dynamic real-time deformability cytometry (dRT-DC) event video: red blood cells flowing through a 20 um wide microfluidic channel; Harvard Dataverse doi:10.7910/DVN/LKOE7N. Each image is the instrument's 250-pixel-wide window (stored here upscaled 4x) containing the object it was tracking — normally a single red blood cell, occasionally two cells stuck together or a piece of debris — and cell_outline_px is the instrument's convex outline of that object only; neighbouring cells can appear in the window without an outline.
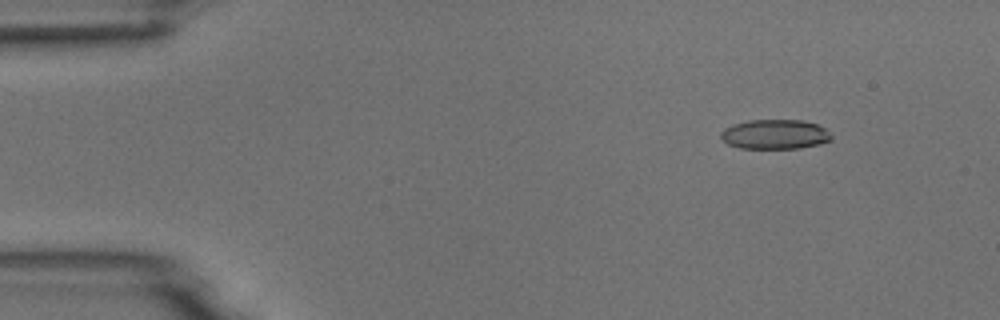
{"species": "common noctule bat (a hibernating species)", "species_latin": "Nyctalus noctula", "temperature_condition": "room temperature", "stored_images_in_passage": 6, "camera_frame_rate_fps": 3000, "um_per_image_px": 0.085, "animal": {"sex": "male", "body_mass_g": 18.8}, "frame": {"image": 1, "passage_image": 6, "time_ms": 5.667, "image_size_px": [1000, 320], "cell_outline_px": [[832, 140], [820, 144], [800, 148], [740, 148], [728, 144], [720, 136], [720, 132], [724, 128], [732, 124], [748, 120], [804, 120], [816, 124], [824, 128], [832, 136]], "centroid_in_image_um": [65.86, 11.41], "position_along_channel_um": 19.1, "area_um2": 19.13}}